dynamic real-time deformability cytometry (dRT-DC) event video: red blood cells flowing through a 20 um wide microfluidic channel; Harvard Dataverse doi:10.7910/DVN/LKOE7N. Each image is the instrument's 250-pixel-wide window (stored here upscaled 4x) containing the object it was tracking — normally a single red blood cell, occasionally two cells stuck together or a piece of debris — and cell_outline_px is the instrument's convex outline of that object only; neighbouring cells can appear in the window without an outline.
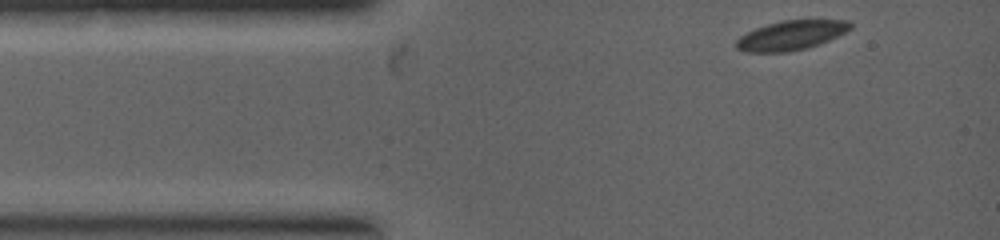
{"species": "common noctule bat (a hibernating species)", "species_latin": "Nyctalus noctula", "temperature_condition": "warm", "stored_images_in_passage": 4, "camera_frame_rate_fps": 5000, "um_per_image_px": 0.085, "animal": {"sex": "female", "body_mass_g": 19.0, "forearm_length_mm": 53.3}, "frame": {"image": 1, "passage_image": 1, "time_ms": 0.0, "image_size_px": [1000, 240], "cell_outline_px": [[852, 28], [828, 40], [804, 48], [788, 52], [748, 52], [736, 48], [736, 40], [740, 36], [756, 28], [768, 24], [784, 20], [848, 20], [852, 24]], "centroid_in_image_um": [67.22, 2.99], "position_along_channel_um": 17.8, "area_um2": 19.19}}
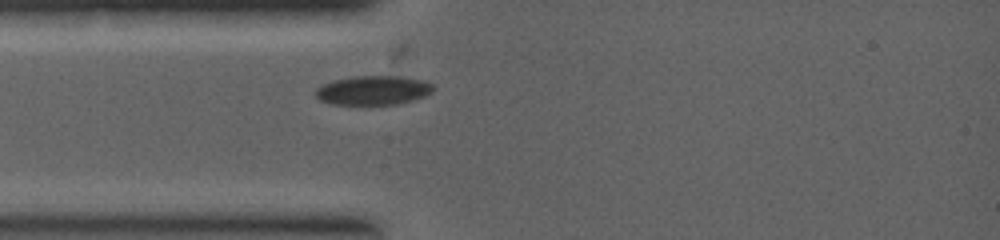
{"frame": {"image": 2, "passage_image": 4, "time_ms": 1.2, "image_size_px": [1000, 240], "cell_outline_px": [[432, 92], [424, 96], [412, 100], [396, 104], [332, 104], [320, 100], [316, 96], [316, 88], [332, 80], [352, 76], [400, 76], [424, 80], [432, 84]], "centroid_in_image_um": [31.71, 7.66], "position_along_channel_um": 53.3, "area_um2": 19.88}}